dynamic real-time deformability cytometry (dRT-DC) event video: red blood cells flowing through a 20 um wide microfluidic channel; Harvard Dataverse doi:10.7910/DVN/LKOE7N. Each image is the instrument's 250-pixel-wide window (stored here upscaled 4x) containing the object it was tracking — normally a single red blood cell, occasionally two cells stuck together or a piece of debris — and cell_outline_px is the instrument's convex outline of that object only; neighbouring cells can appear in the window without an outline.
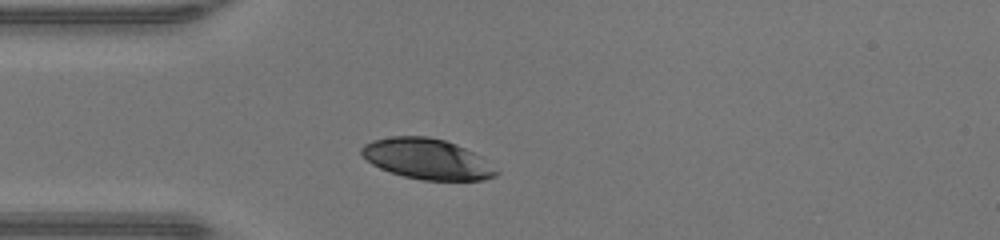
{"species": "human", "species_latin": "Homo sapiens", "temperature_condition": "warm", "stored_images_in_passage": 27, "camera_frame_rate_fps": 3000, "um_per_image_px": 0.085, "donor": {"sex": "male"}, "frame": {"image": 1, "passage_image": 1, "time_ms": 0.0, "image_size_px": [1000, 240], "cell_outline_px": [[500, 172], [496, 176], [484, 180], [424, 180], [404, 176], [380, 168], [372, 164], [360, 152], [360, 148], [364, 144], [372, 140], [388, 136], [428, 136], [444, 140], [456, 144], [472, 152]], "centroid_in_image_um": [36.26, 13.5], "position_along_channel_um": 48.7, "area_um2": 31.5}}
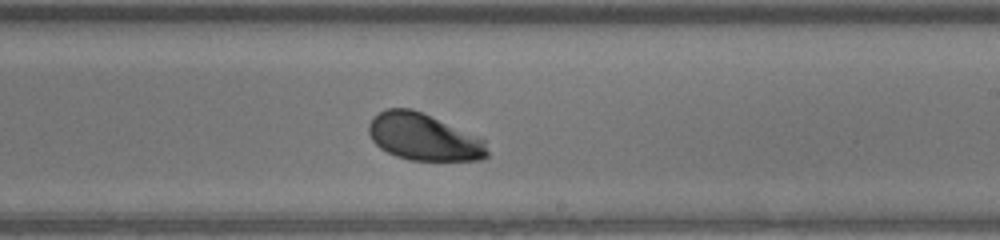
{"frame": {"image": 2, "passage_image": 16, "time_ms": 5.0, "image_size_px": [1000, 240], "cell_outline_px": [[488, 156], [480, 160], [408, 160], [396, 156], [380, 148], [372, 140], [368, 132], [368, 124], [372, 116], [384, 108], [412, 108], [484, 140], [488, 152]], "centroid_in_image_um": [35.94, 11.65], "position_along_channel_um": 253.1, "area_um2": 32.14}}
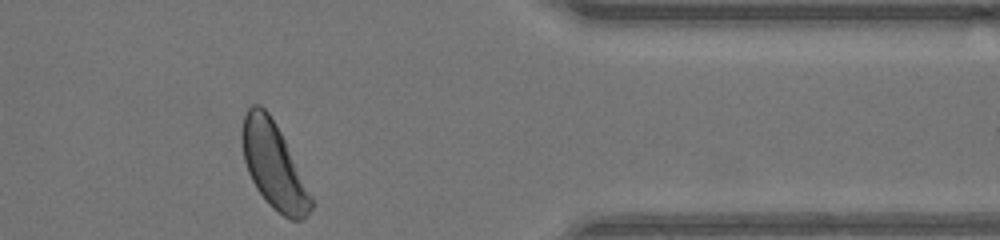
{"frame": {"image": 3, "passage_image": 27, "time_ms": 8.667, "image_size_px": [1000, 240], "cell_outline_px": [[312, 208], [300, 220], [288, 220], [272, 208], [268, 204], [256, 188], [248, 172], [244, 160], [240, 136], [240, 132], [244, 116], [248, 108], [252, 104], [260, 104], [268, 112], [276, 124], [284, 140], [312, 200]], "centroid_in_image_um": [23.19, 14.05], "position_along_channel_um": 388.2, "area_um2": 33.81}, "authors_computed_cell_mechanics": {"area_um2": 32.5414, "velocity_mm_per_s": 4.302, "shape_relaxation_time_tau1_ms": 1.2352, "shape_relaxation_time_tau2_ms": null, "deformation_change_tau1": 0.1192, "deformation_change_tau2": null}}